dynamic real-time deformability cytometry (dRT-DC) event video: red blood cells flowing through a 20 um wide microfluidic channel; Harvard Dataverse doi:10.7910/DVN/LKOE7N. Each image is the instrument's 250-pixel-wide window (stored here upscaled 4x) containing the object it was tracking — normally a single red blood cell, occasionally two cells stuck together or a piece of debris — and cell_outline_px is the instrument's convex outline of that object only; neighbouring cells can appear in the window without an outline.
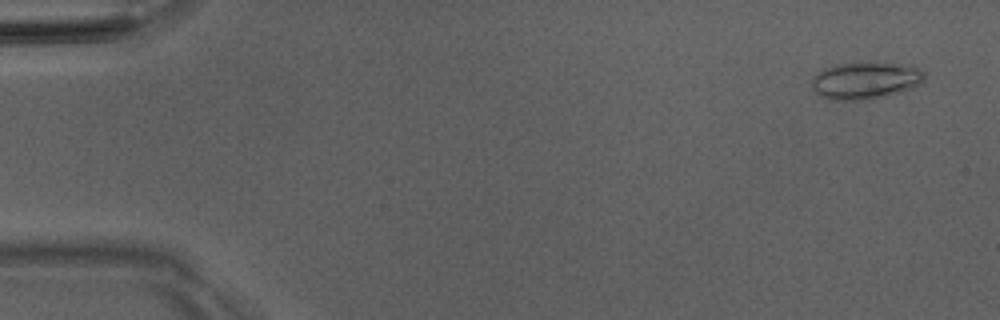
{"species": "Egyptian fruit bat (a non-hibernating species)", "species_latin": "Rousettus aegyptiacus", "temperature_condition": "room temperature", "stored_images_in_passage": 49, "camera_frame_rate_fps": 3000, "um_per_image_px": 0.085, "animal": {"sex": "male"}, "frame": {"image": 1, "passage_image": 3, "time_ms": 0.667, "image_size_px": [1000, 320], "cell_outline_px": [[924, 80], [920, 84], [912, 88], [880, 96], [856, 100], [832, 100], [820, 96], [812, 88], [812, 80], [824, 68], [840, 64], [868, 60], [876, 60], [912, 64], [924, 72]], "centroid_in_image_um": [73.61, 6.78], "position_along_channel_um": 11.4, "area_um2": 24.68}}
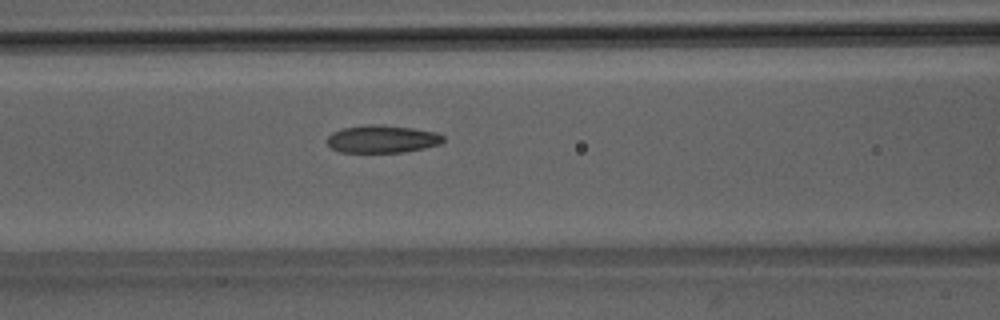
{"frame": {"image": 2, "passage_image": 22, "time_ms": 7.0, "image_size_px": [1000, 320], "cell_outline_px": [[444, 140], [440, 144], [424, 148], [404, 152], [340, 152], [332, 148], [328, 144], [328, 136], [332, 132], [340, 128], [368, 124], [372, 124], [412, 128], [436, 132], [444, 136]], "centroid_in_image_um": [32.48, 11.81], "position_along_channel_um": 134.1, "area_um2": 18.67}}
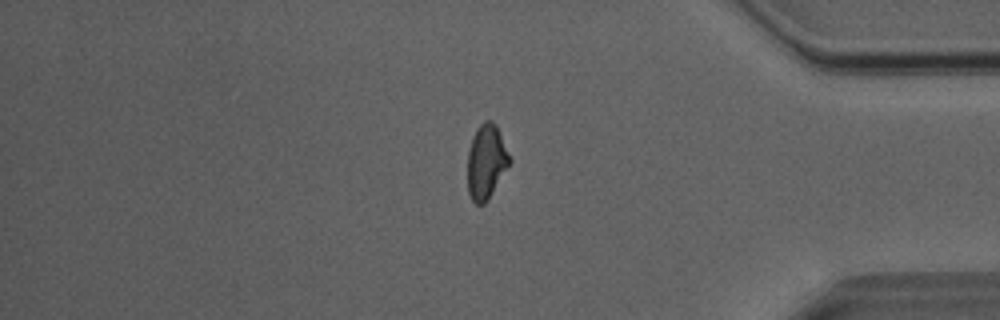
{"frame": {"image": 3, "passage_image": 43, "time_ms": 14.0, "image_size_px": [1000, 320], "cell_outline_px": [[512, 160], [488, 200], [484, 204], [476, 204], [472, 200], [468, 192], [468, 148], [472, 136], [476, 128], [484, 120], [492, 120], [496, 124]], "centroid_in_image_um": [41.33, 13.72], "position_along_channel_um": 393.9, "area_um2": 18.38}}